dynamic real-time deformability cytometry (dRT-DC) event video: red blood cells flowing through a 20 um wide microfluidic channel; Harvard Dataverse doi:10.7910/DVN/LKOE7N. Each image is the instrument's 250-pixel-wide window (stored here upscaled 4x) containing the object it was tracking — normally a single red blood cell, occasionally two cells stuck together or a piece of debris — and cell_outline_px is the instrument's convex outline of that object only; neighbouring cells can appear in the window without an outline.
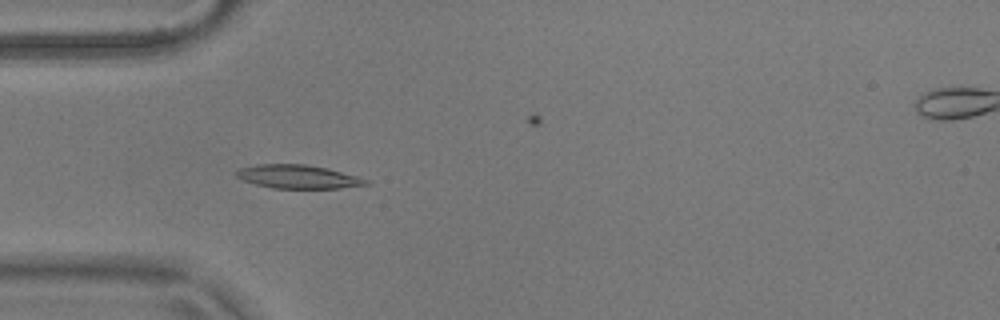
{"species": "common noctule bat (a hibernating species)", "species_latin": "Nyctalus noctula", "temperature_condition": "warm", "stored_images_in_passage": 54, "camera_frame_rate_fps": 3000, "um_per_image_px": 0.085, "animal": {"sex": "male", "body_mass_g": 17.9}, "frame": {"image": 1, "passage_image": 15, "time_ms": 4.667, "image_size_px": [1000, 320], "cell_outline_px": [[372, 184], [340, 188], [272, 188], [256, 184], [244, 180], [236, 176], [236, 172], [240, 168], [256, 164], [304, 164], [328, 168], [356, 176], [368, 180]], "centroid_in_image_um": [25.35, 15.02], "position_along_channel_um": 59.7, "area_um2": 17.69}}
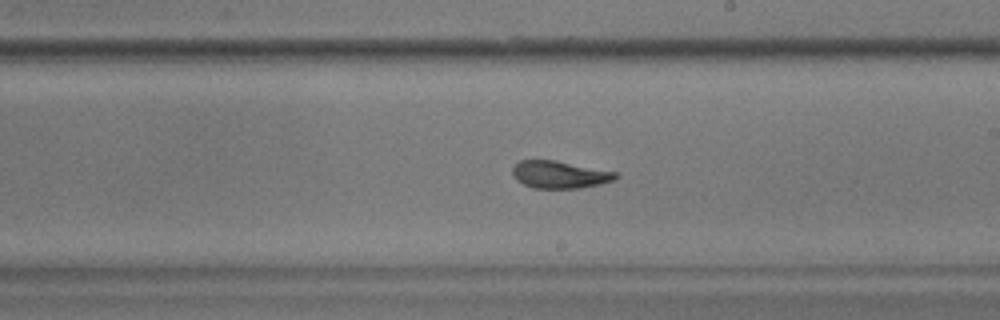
{"frame": {"image": 2, "passage_image": 30, "time_ms": 9.667, "image_size_px": [1000, 320], "cell_outline_px": [[620, 176], [616, 180], [600, 184], [580, 188], [532, 188], [516, 180], [512, 176], [512, 168], [520, 160], [556, 160], [620, 172]], "centroid_in_image_um": [47.63, 14.83], "position_along_channel_um": 241.4, "area_um2": 16.82}}
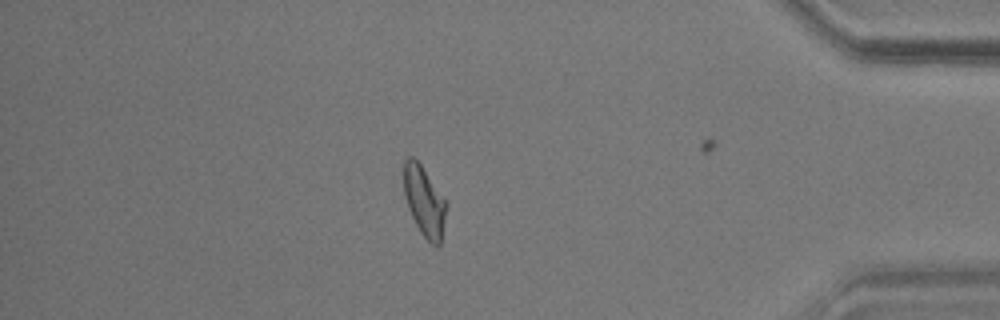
{"frame": {"image": 3, "passage_image": 46, "time_ms": 15.0, "image_size_px": [1000, 320], "cell_outline_px": [[448, 208], [440, 244], [436, 248], [420, 232], [408, 208], [404, 196], [404, 160], [408, 156], [412, 156], [420, 164], [448, 204]], "centroid_in_image_um": [36.07, 17.13], "position_along_channel_um": 399.1, "area_um2": 17.28}, "authors_computed_cell_mechanics": {"area_um2": 17.1955, "velocity_mm_per_s": 3.6778, "shape_relaxation_time_tau1_ms": 5.516, "shape_relaxation_time_tau2_ms": 1.4541, "deformation_change_tau1": 0.1625, "deformation_change_tau2": 0.063}}